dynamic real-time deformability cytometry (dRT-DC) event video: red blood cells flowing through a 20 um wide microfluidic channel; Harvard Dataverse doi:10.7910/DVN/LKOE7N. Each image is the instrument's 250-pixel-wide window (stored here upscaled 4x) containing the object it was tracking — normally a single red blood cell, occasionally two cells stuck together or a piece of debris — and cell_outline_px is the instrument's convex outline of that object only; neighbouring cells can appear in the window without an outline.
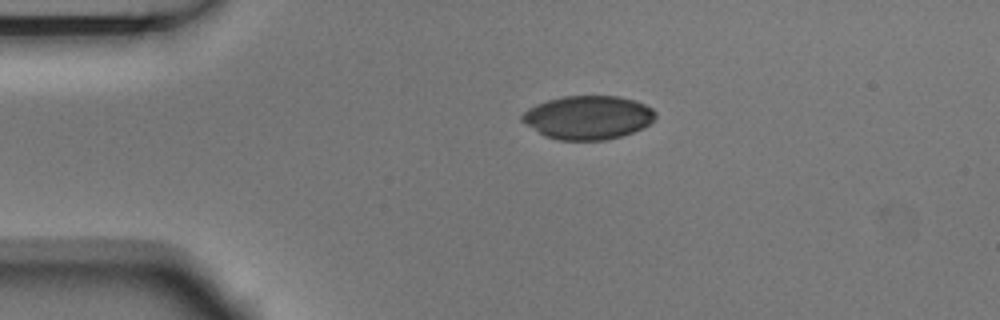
{"species": "Egyptian fruit bat (a non-hibernating species)", "species_latin": "Rousettus aegyptiacus", "temperature_condition": "room temperature", "stored_images_in_passage": 2, "camera_frame_rate_fps": 3000, "um_per_image_px": 0.085, "animal": {"sex": "male"}, "frame": {"image": 1, "passage_image": 1, "time_ms": 0.0, "image_size_px": [1000, 320], "cell_outline_px": [[656, 116], [644, 128], [620, 136], [604, 140], [560, 140], [544, 136], [520, 120], [520, 116], [528, 108], [536, 104], [548, 100], [564, 96], [616, 96], [632, 100], [644, 104], [652, 108], [656, 112]], "centroid_in_image_um": [49.96, 9.99], "position_along_channel_um": 35.0, "area_um2": 33.76}}